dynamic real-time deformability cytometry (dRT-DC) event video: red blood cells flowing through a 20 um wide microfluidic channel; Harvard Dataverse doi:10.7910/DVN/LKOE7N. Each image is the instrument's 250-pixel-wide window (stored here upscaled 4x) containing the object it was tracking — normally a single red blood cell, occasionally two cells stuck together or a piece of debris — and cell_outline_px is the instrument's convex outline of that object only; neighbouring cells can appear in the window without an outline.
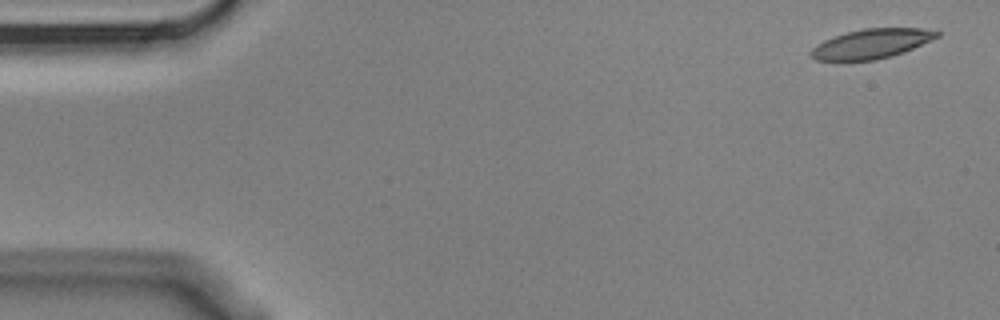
{"species": "Egyptian fruit bat (a non-hibernating species)", "species_latin": "Rousettus aegyptiacus", "temperature_condition": "cold", "stored_images_in_passage": 14, "camera_frame_rate_fps": 3000, "um_per_image_px": 0.085, "animal": {"sex": "male"}, "frame": {"image": 1, "passage_image": 1, "time_ms": 0.0, "image_size_px": [1000, 320], "cell_outline_px": [[940, 36], [904, 52], [892, 56], [876, 60], [816, 60], [808, 52], [816, 44], [824, 40], [848, 32], [864, 28], [920, 28], [940, 32]], "centroid_in_image_um": [74.07, 3.72], "position_along_channel_um": 10.9, "area_um2": 21.5}}
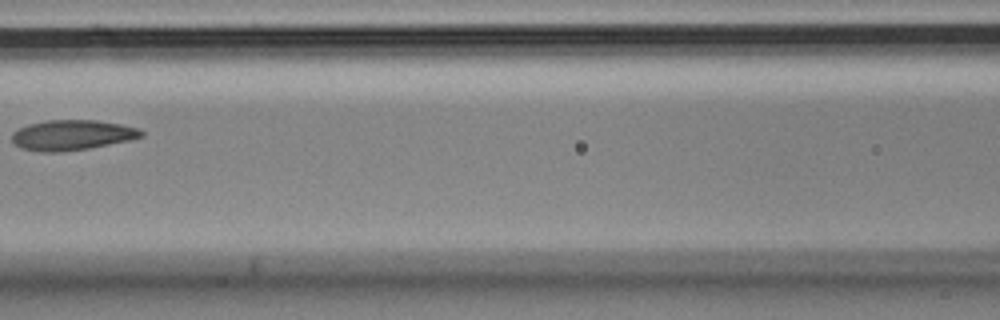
{"frame": {"image": 2, "passage_image": 6, "time_ms": 1.667, "image_size_px": [1000, 320], "cell_outline_px": [[144, 136], [132, 140], [88, 148], [60, 152], [40, 152], [20, 148], [12, 140], [12, 132], [28, 124], [48, 120], [96, 120], [120, 124], [140, 128], [144, 132]], "centroid_in_image_um": [6.15, 11.48], "position_along_channel_um": 160.5, "area_um2": 22.89}}
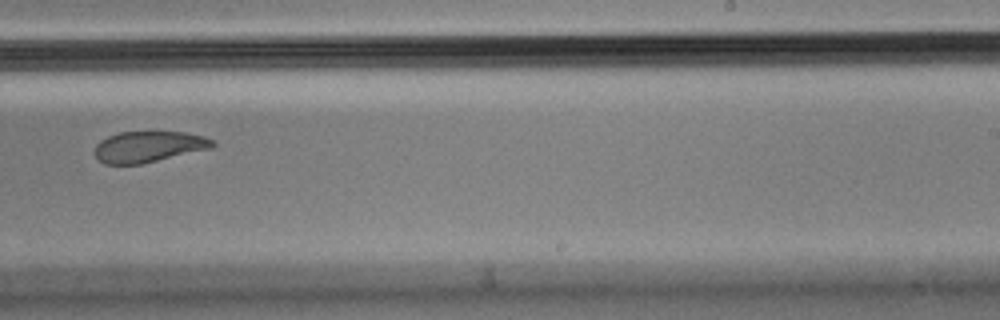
{"frame": {"image": 3, "passage_image": 9, "time_ms": 2.667, "image_size_px": [1000, 320], "cell_outline_px": [[216, 144], [212, 148], [140, 164], [104, 164], [96, 156], [96, 144], [100, 140], [108, 136], [120, 132], [152, 128], [184, 132], [204, 136], [216, 140]], "centroid_in_image_um": [12.68, 12.4], "position_along_channel_um": 276.3, "area_um2": 22.14}}